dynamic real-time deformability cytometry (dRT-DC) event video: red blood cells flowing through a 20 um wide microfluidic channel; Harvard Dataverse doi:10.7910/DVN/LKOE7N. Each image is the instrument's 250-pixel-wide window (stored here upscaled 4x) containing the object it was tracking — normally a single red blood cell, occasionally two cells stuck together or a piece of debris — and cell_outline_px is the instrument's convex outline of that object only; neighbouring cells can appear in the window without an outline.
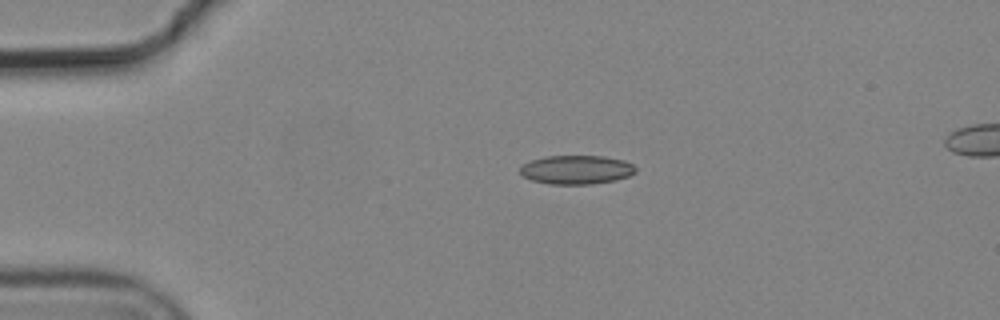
{"species": "common noctule bat (a hibernating species)", "species_latin": "Nyctalus noctula", "temperature_condition": "cold", "stored_images_in_passage": 3, "camera_frame_rate_fps": 3000, "um_per_image_px": 0.085, "animal": {"sex": "male", "body_mass_g": 19.2, "forearm_length_mm": 51.8}, "frame": {"image": 1, "passage_image": 1, "time_ms": 0.0, "image_size_px": [1000, 320], "cell_outline_px": [[636, 172], [628, 176], [616, 180], [592, 184], [548, 184], [532, 180], [524, 176], [520, 172], [520, 168], [524, 164], [532, 160], [544, 156], [604, 156], [624, 160], [632, 164], [636, 168]], "centroid_in_image_um": [49.02, 14.42], "position_along_channel_um": 36.0, "area_um2": 19.42}}